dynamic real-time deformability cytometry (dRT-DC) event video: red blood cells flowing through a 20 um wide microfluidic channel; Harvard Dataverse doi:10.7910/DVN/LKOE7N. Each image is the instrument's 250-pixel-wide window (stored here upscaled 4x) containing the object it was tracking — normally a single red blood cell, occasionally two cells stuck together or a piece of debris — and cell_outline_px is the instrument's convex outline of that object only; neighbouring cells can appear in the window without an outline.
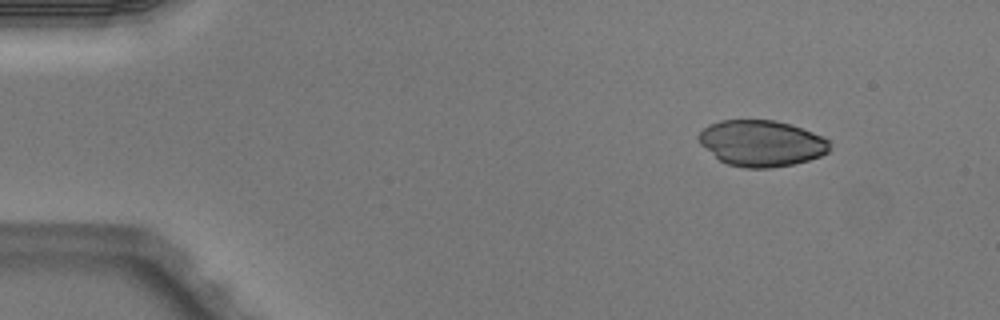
{"species": "Egyptian fruit bat (a non-hibernating species)", "species_latin": "Rousettus aegyptiacus", "temperature_condition": "warm", "stored_images_in_passage": 4, "segment_of_instrument_passage": [1, 2], "camera_frame_rate_fps": 3000, "um_per_image_px": 0.085, "animal": {"sex": "male"}, "frame": {"image": 1, "passage_image": 1, "time_ms": 0.0, "image_size_px": [1000, 320], "cell_outline_px": [[828, 152], [820, 156], [808, 160], [792, 164], [768, 168], [744, 168], [728, 164], [720, 160], [700, 144], [696, 136], [708, 124], [720, 120], [776, 120], [792, 124], [824, 136], [828, 140]], "centroid_in_image_um": [64.71, 12.16], "position_along_channel_um": 20.3, "area_um2": 35.26}}